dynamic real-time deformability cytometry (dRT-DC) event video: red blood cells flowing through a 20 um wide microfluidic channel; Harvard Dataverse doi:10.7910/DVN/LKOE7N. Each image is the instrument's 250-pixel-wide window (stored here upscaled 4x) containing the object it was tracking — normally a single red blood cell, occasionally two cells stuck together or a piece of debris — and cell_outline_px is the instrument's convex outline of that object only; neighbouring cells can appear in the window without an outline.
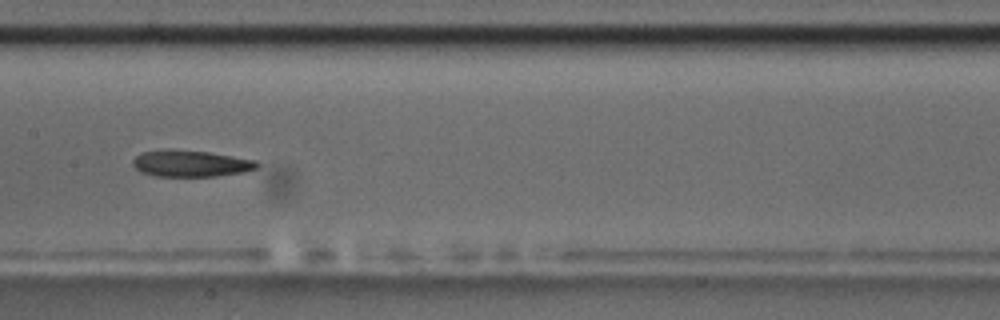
{"species": "common noctule bat (a hibernating species)", "species_latin": "Nyctalus noctula", "temperature_condition": "room temperature", "stored_images_in_passage": 14, "camera_frame_rate_fps": 3000, "um_per_image_px": 0.085, "animal": {"sex": "male", "body_mass_g": 17.5, "forearm_length_mm": 52.3}, "frame": {"image": 1, "passage_image": 7, "time_ms": 2.0, "image_size_px": [1000, 320], "cell_outline_px": [[260, 164], [256, 168], [244, 172], [216, 176], [156, 176], [140, 172], [132, 164], [132, 160], [140, 152], [208, 152], [256, 160]], "centroid_in_image_um": [16.26, 13.94], "position_along_channel_um": 191.1, "area_um2": 18.38}}
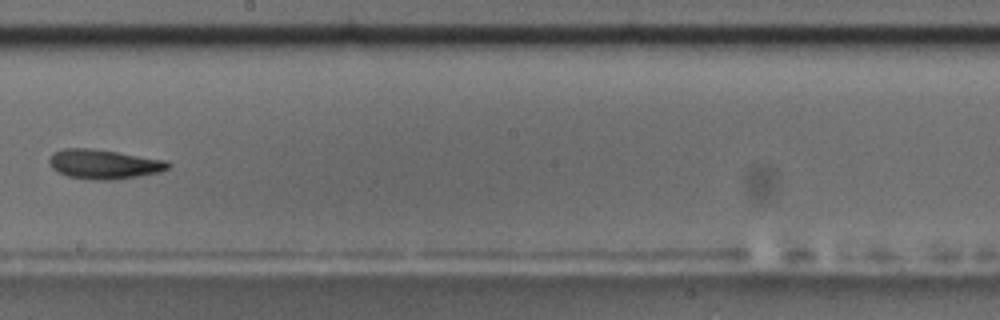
{"frame": {"image": 2, "passage_image": 8, "time_ms": 2.333, "image_size_px": [1000, 320], "cell_outline_px": [[172, 164], [168, 168], [160, 172], [112, 180], [92, 180], [68, 176], [56, 172], [52, 168], [48, 160], [52, 152], [64, 148], [92, 148], [168, 160]], "centroid_in_image_um": [8.81, 13.95], "position_along_channel_um": 239.4, "area_um2": 20.58}}
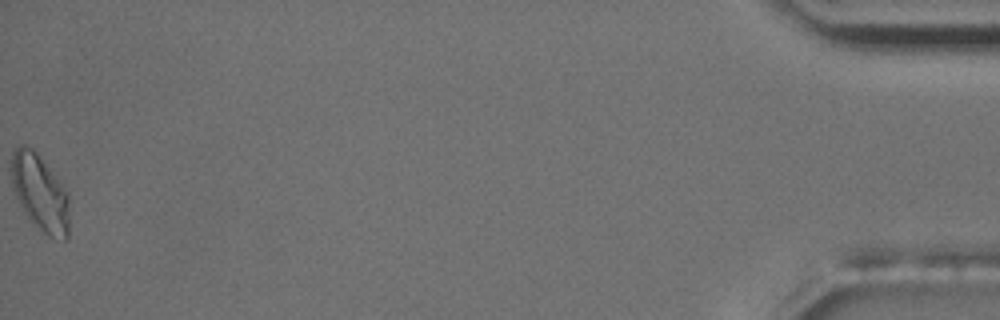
{"frame": {"image": 3, "passage_image": 14, "time_ms": 4.333, "image_size_px": [1000, 320], "cell_outline_px": [[68, 240], [64, 240], [48, 236], [24, 212], [16, 196], [12, 184], [12, 152], [20, 144], [28, 144], [36, 152], [68, 192]], "centroid_in_image_um": [3.4, 16.36], "position_along_channel_um": 431.8, "area_um2": 25.37}}